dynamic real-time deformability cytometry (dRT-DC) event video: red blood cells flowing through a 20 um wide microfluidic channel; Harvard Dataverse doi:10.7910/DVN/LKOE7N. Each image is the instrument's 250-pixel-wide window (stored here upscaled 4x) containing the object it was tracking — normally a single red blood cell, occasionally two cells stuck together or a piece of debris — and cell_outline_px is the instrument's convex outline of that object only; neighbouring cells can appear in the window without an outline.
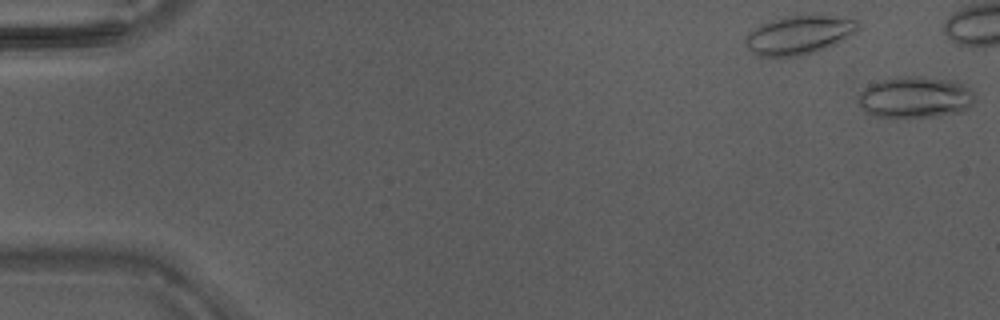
{"species": "Egyptian fruit bat (a non-hibernating species)", "species_latin": "Rousettus aegyptiacus", "temperature_condition": "warm", "stored_images_in_passage": 37, "camera_frame_rate_fps": 3000, "um_per_image_px": 0.085, "animal": {"sex": "male"}, "frame": {"image": 1, "passage_image": 1, "time_ms": 0.0, "image_size_px": [1000, 320], "cell_outline_px": [[976, 100], [968, 108], [960, 112], [928, 116], [876, 116], [864, 112], [860, 104], [860, 92], [864, 88], [872, 84], [896, 76], [920, 76], [960, 80], [976, 92]], "centroid_in_image_um": [77.9, 8.23], "position_along_channel_um": 7.1, "area_um2": 28.21}}